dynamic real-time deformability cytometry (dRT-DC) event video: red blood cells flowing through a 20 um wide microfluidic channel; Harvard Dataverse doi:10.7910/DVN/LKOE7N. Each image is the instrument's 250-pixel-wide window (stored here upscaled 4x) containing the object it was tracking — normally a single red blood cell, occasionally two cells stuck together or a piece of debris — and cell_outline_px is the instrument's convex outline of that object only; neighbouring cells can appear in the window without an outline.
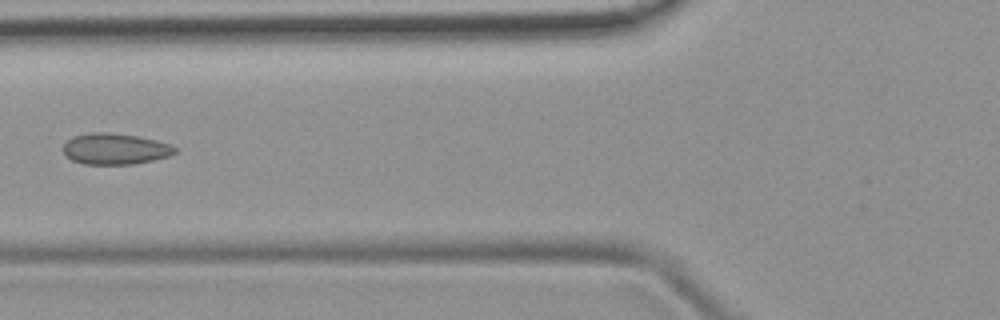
{"species": "common noctule bat (a hibernating species)", "species_latin": "Nyctalus noctula", "temperature_condition": "room temperature", "stored_images_in_passage": 5, "camera_frame_rate_fps": 3000, "um_per_image_px": 0.085, "animal": {"sex": "female", "body_mass_g": 19.9}, "frame": {"image": 1, "passage_image": 4, "time_ms": 3.333, "image_size_px": [1000, 320], "cell_outline_px": [[176, 152], [168, 156], [152, 160], [132, 164], [84, 164], [72, 160], [64, 156], [64, 144], [68, 140], [76, 136], [92, 132], [108, 132], [136, 136], [156, 140], [168, 144], [176, 148]], "centroid_in_image_um": [9.76, 12.66], "position_along_channel_um": 116.0, "area_um2": 20.0}}
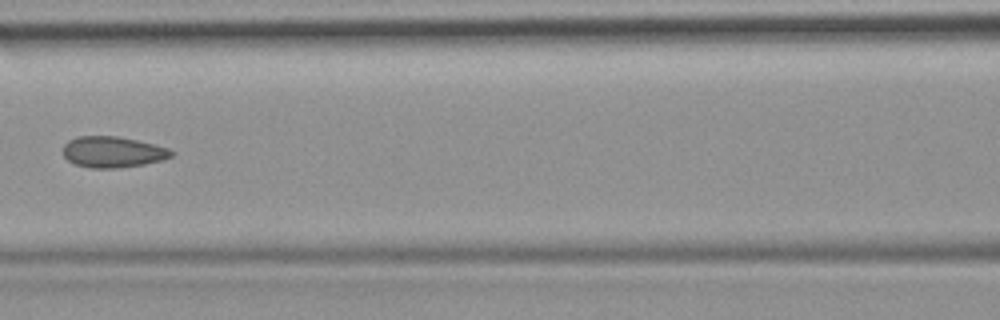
{"frame": {"image": 2, "passage_image": 5, "time_ms": 4.333, "image_size_px": [1000, 320], "cell_outline_px": [[176, 152], [172, 156], [164, 160], [144, 164], [120, 168], [92, 168], [76, 164], [68, 160], [64, 156], [64, 144], [68, 140], [76, 136], [116, 136], [136, 140], [168, 148]], "centroid_in_image_um": [9.6, 12.92], "position_along_channel_um": 157.0, "area_um2": 19.59}}